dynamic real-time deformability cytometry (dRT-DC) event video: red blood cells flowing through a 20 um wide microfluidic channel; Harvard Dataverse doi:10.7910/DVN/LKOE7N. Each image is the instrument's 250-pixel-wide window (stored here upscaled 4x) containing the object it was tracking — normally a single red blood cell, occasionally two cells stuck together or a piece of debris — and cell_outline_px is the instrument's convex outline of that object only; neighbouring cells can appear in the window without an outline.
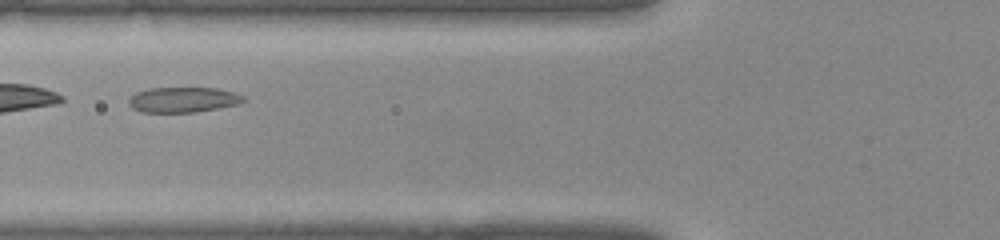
{"species": "common noctule bat (a hibernating species)", "species_latin": "Nyctalus noctula", "temperature_condition": "warm", "stored_images_in_passage": 29, "camera_frame_rate_fps": 3000, "um_per_image_px": 0.085, "animal": {"sex": "female", "body_mass_g": 22.0, "forearm_length_mm": 56.7}, "frame": {"image": 1, "passage_image": 5, "time_ms": 1.333, "image_size_px": [1000, 240], "cell_outline_px": [[248, 100], [240, 104], [192, 112], [140, 112], [132, 108], [128, 104], [128, 100], [136, 92], [148, 88], [216, 88], [232, 92], [244, 96]], "centroid_in_image_um": [15.56, 8.47], "position_along_channel_um": 110.2, "area_um2": 16.88}}
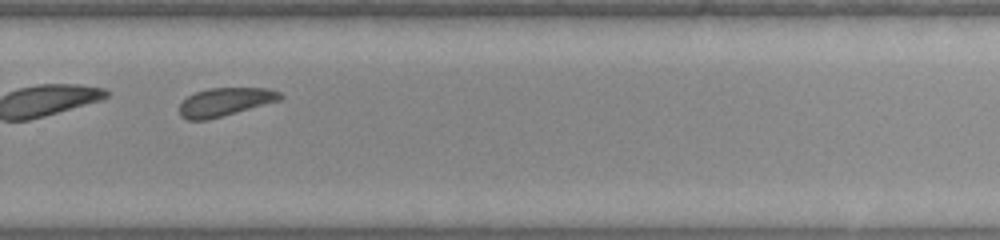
{"frame": {"image": 2, "passage_image": 17, "time_ms": 5.333, "image_size_px": [1000, 240], "cell_outline_px": [[284, 96], [280, 100], [208, 120], [188, 120], [180, 116], [180, 104], [188, 96], [196, 92], [208, 88], [268, 88], [280, 92]], "centroid_in_image_um": [19.13, 8.66], "position_along_channel_um": 310.7, "area_um2": 16.53}}